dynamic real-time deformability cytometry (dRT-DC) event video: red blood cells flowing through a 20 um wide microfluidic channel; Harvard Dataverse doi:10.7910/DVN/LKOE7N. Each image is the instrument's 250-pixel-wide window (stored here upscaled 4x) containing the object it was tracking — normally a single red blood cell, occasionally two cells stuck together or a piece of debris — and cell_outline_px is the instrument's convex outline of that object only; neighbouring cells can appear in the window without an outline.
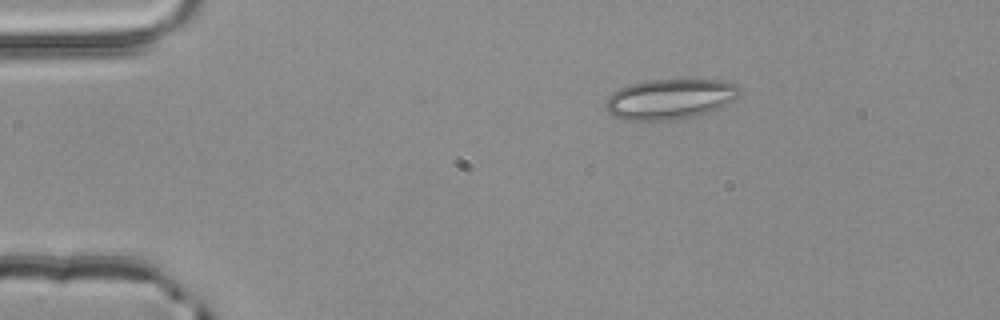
{"species": "common noctule bat (a hibernating species)", "species_latin": "Nyctalus noctula", "temperature_condition": "room temperature", "stored_images_in_passage": 4, "camera_frame_rate_fps": 3000, "um_per_image_px": 0.085, "animal": {"sex": "male", "body_mass_g": 20.4}, "frame": {"image": 1, "passage_image": 4, "time_ms": 1.0, "image_size_px": [1000, 320], "cell_outline_px": [[740, 92], [732, 100], [720, 108], [712, 112], [668, 120], [624, 120], [612, 116], [608, 112], [604, 104], [608, 96], [612, 92], [628, 84], [648, 80], [720, 80], [736, 84], [740, 88]], "centroid_in_image_um": [56.9, 8.42], "position_along_channel_um": 28.1, "area_um2": 31.39}}